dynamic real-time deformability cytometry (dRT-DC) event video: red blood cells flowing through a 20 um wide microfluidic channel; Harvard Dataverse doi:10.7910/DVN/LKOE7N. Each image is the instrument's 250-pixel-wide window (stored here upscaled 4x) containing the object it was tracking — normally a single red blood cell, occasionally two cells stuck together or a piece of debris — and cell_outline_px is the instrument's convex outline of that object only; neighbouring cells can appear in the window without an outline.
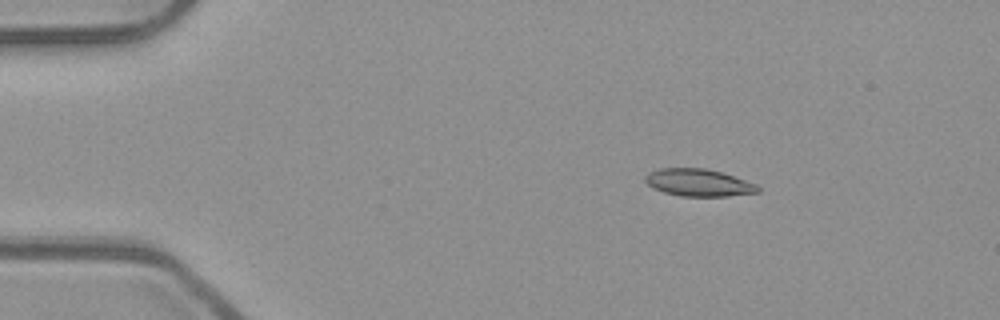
{"species": "common noctule bat (a hibernating species)", "species_latin": "Nyctalus noctula", "temperature_condition": "room temperature", "stored_images_in_passage": 45, "camera_frame_rate_fps": 3000, "um_per_image_px": 0.085, "animal": {"sex": "male", "body_mass_g": 23.1, "forearm_length_mm": 52.7}, "frame": {"image": 1, "passage_image": 1, "time_ms": 0.0, "image_size_px": [1000, 320], "cell_outline_px": [[760, 192], [728, 196], [680, 196], [664, 192], [652, 188], [644, 180], [644, 176], [648, 172], [660, 168], [704, 168], [720, 172], [756, 184], [760, 188]], "centroid_in_image_um": [59.34, 15.53], "position_along_channel_um": 25.7, "area_um2": 17.86}}
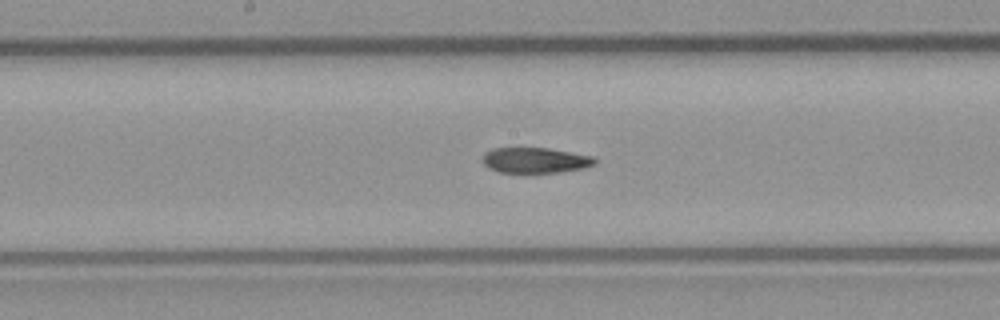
{"frame": {"image": 2, "passage_image": 20, "time_ms": 6.333, "image_size_px": [1000, 320], "cell_outline_px": [[596, 164], [584, 168], [560, 172], [496, 172], [488, 168], [484, 164], [484, 152], [492, 148], [548, 148], [592, 156], [596, 160]], "centroid_in_image_um": [45.49, 13.62], "position_along_channel_um": 202.7, "area_um2": 16.59}}
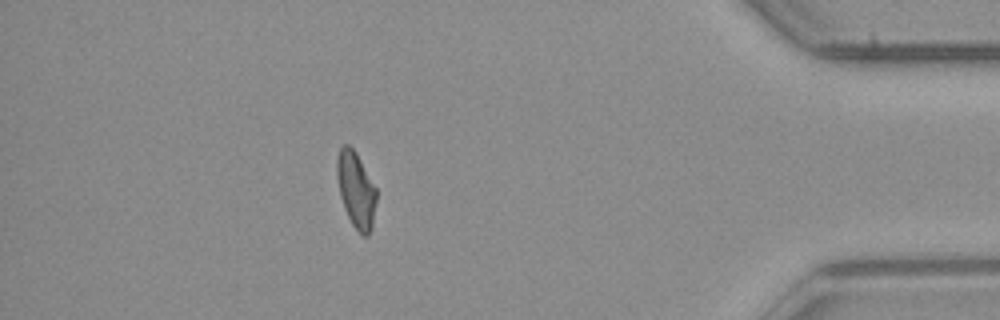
{"frame": {"image": 3, "passage_image": 39, "time_ms": 12.667, "image_size_px": [1000, 320], "cell_outline_px": [[376, 200], [372, 228], [368, 236], [364, 236], [352, 224], [344, 208], [340, 196], [336, 176], [336, 160], [340, 148], [344, 144], [348, 144], [356, 152], [376, 188]], "centroid_in_image_um": [30.25, 16.12], "position_along_channel_um": 405.0, "area_um2": 17.4}, "authors_computed_cell_mechanics": {"area_um2": 17.7446, "velocity_mm_per_s": 3.9555, "shape_relaxation_time_tau1_ms": null, "shape_relaxation_time_tau2_ms": 3.77, "deformation_change_tau1": null, "deformation_change_tau2": 0.1046}}